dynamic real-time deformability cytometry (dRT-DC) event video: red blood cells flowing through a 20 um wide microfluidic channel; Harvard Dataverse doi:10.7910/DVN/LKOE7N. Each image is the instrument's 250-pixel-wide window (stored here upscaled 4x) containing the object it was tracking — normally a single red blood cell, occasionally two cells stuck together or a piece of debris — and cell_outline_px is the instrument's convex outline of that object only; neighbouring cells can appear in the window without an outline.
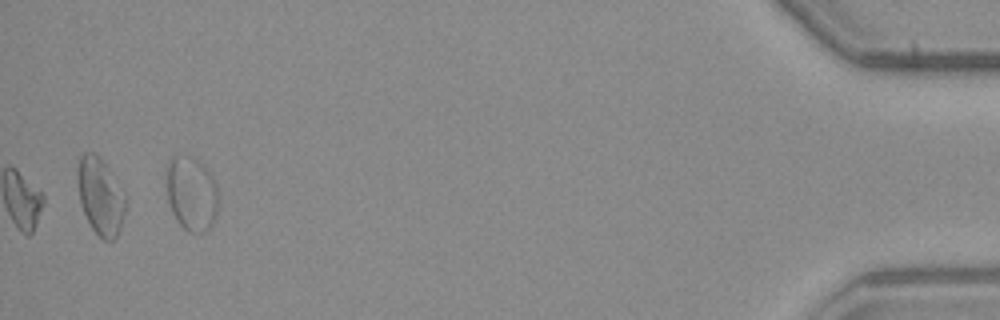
{"species": "common noctule bat (a hibernating species)", "species_latin": "Nyctalus noctula", "temperature_condition": "warm", "stored_images_in_passage": 41, "camera_frame_rate_fps": 3000, "um_per_image_px": 0.085, "animal": {"sex": "male", "body_mass_g": 23.1, "forearm_length_mm": 52.7}, "frame": {"image": 1, "passage_image": 41, "time_ms": 13.333, "image_size_px": [1000, 320], "cell_outline_px": [[220, 200], [216, 216], [212, 224], [204, 232], [188, 232], [176, 220], [172, 212], [168, 200], [164, 176], [164, 168], [168, 160], [172, 156], [192, 156], [200, 160], [204, 164], [212, 176], [216, 184]], "centroid_in_image_um": [16.26, 16.41], "position_along_channel_um": 418.9, "area_um2": 23.35}, "authors_computed_cell_mechanics": {"area_um2": 13.8142, "velocity_mm_per_s": 3.8006, "shape_relaxation_time_tau1_ms": null, "shape_relaxation_time_tau2_ms": 8.1581, "deformation_change_tau1": null, "deformation_change_tau2": 0.1347}}